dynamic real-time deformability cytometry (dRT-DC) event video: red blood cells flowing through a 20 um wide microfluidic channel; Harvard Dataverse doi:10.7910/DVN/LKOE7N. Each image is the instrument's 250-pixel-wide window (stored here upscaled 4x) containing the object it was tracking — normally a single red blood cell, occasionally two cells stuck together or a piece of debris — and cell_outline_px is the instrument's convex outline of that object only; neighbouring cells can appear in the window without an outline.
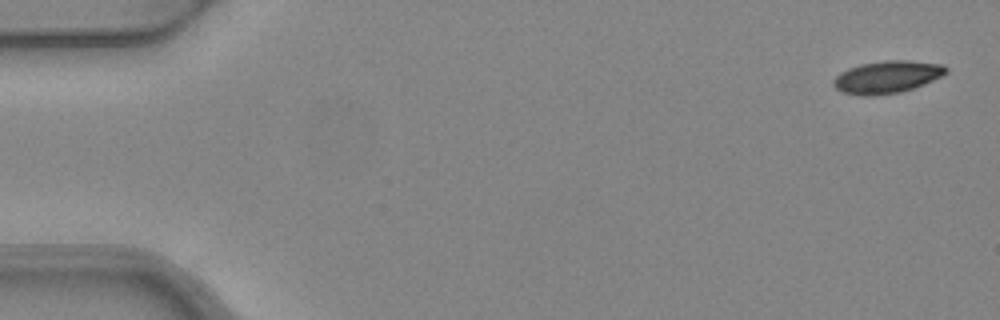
{"species": "common noctule bat (a hibernating species)", "species_latin": "Nyctalus noctula", "temperature_condition": "warm", "stored_images_in_passage": 4, "camera_frame_rate_fps": 3000, "um_per_image_px": 0.085, "animal": {"sex": "female", "body_mass_g": 24.6, "forearm_length_mm": 56.2}, "frame": {"image": 1, "passage_image": 1, "time_ms": 0.0, "image_size_px": [1000, 320], "cell_outline_px": [[948, 72], [924, 84], [900, 92], [872, 96], [860, 96], [840, 92], [832, 84], [832, 80], [840, 72], [848, 68], [860, 64], [884, 60], [908, 60], [944, 64], [948, 68]], "centroid_in_image_um": [75.37, 6.54], "position_along_channel_um": 9.6, "area_um2": 21.44}}